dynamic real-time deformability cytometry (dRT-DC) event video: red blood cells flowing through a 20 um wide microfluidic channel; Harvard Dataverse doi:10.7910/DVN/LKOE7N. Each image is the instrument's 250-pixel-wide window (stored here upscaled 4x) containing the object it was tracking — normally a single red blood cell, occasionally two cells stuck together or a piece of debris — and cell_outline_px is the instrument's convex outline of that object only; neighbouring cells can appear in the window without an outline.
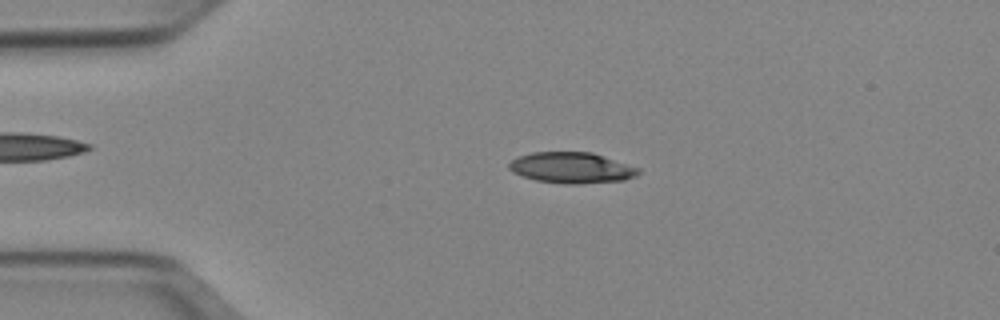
{"species": "Egyptian fruit bat (a non-hibernating species)", "species_latin": "Rousettus aegyptiacus", "temperature_condition": "cold", "stored_images_in_passage": 50, "camera_frame_rate_fps": 3000, "um_per_image_px": 0.085, "animal": {"sex": "female"}, "frame": {"image": 1, "passage_image": 10, "time_ms": 3.0, "image_size_px": [1000, 320], "cell_outline_px": [[640, 172], [636, 176], [624, 180], [576, 184], [572, 184], [536, 180], [512, 172], [508, 168], [508, 164], [516, 156], [532, 152], [592, 152], [640, 168]], "centroid_in_image_um": [48.58, 14.25], "position_along_channel_um": 36.4, "area_um2": 23.24}}
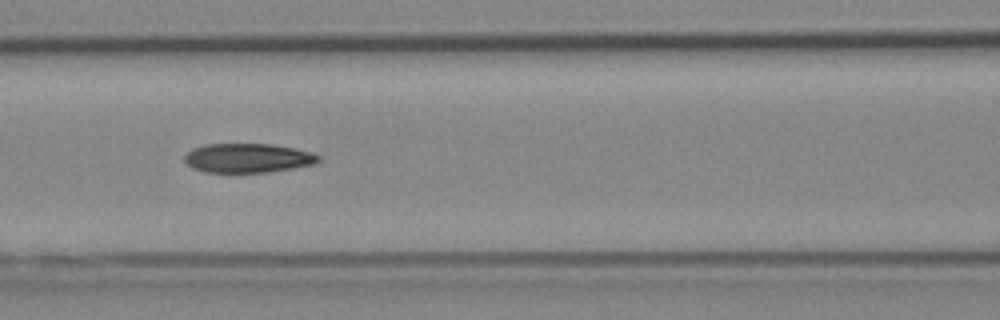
{"frame": {"image": 2, "passage_image": 21, "time_ms": 6.667, "image_size_px": [1000, 320], "cell_outline_px": [[320, 160], [316, 164], [268, 172], [204, 172], [192, 168], [184, 160], [184, 156], [192, 148], [204, 144], [272, 144], [296, 148], [320, 156]], "centroid_in_image_um": [21.05, 13.43], "position_along_channel_um": 145.6, "area_um2": 22.83}}
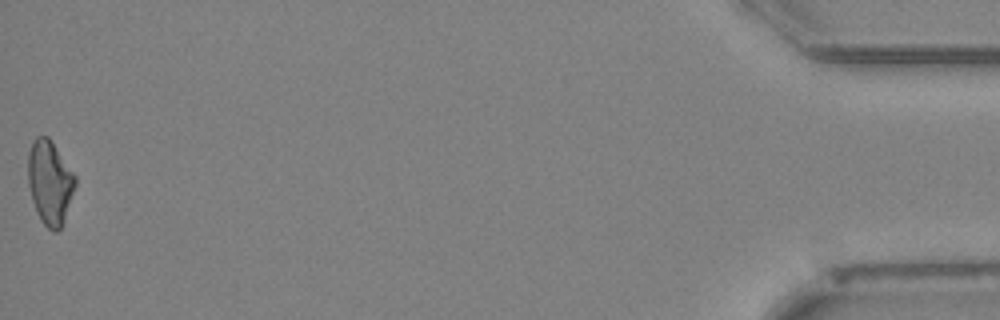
{"frame": {"image": 3, "passage_image": 50, "time_ms": 16.333, "image_size_px": [1000, 320], "cell_outline_px": [[76, 184], [64, 220], [60, 228], [56, 232], [52, 232], [40, 220], [36, 212], [32, 200], [28, 184], [28, 152], [32, 140], [36, 136], [48, 136], [76, 176]], "centroid_in_image_um": [4.22, 15.5], "position_along_channel_um": 431.0, "area_um2": 23.12}, "authors_computed_cell_mechanics": {"area_um2": 23.0911, "velocity_mm_per_s": 3.9657, "shape_relaxation_time_tau1_ms": 10.0318, "shape_relaxation_time_tau2_ms": 7.1453, "deformation_change_tau1": 0.2229, "deformation_change_tau2": 0.1664}}